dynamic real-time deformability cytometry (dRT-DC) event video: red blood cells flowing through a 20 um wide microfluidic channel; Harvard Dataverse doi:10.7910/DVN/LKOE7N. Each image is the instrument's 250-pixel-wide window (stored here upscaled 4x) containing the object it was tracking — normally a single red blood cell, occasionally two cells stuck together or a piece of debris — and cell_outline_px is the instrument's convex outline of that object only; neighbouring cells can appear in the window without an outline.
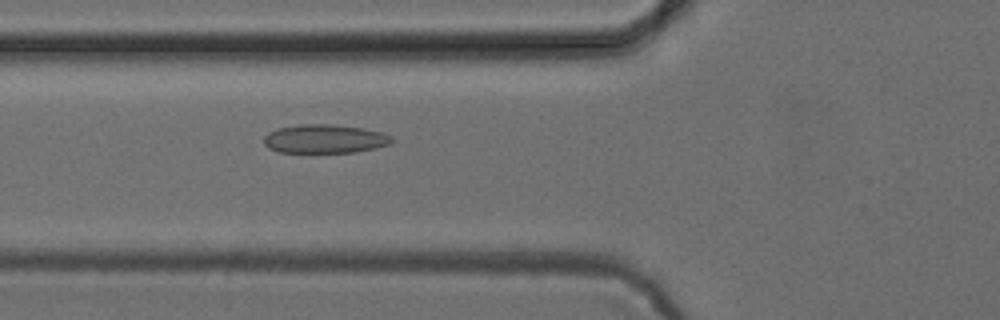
{"species": "common noctule bat (a hibernating species)", "species_latin": "Nyctalus noctula", "temperature_condition": "cold", "stored_images_in_passage": 53, "camera_frame_rate_fps": 3000, "um_per_image_px": 0.085, "animal": {"sex": "female", "body_mass_g": 24.6, "forearm_length_mm": 56.2}, "frame": {"image": 1, "passage_image": 20, "time_ms": 6.333, "image_size_px": [1000, 320], "cell_outline_px": [[396, 140], [388, 144], [376, 148], [356, 152], [312, 156], [280, 152], [268, 148], [264, 144], [264, 136], [268, 132], [276, 128], [300, 124], [332, 124], [364, 128], [380, 132], [392, 136]], "centroid_in_image_um": [27.56, 11.85], "position_along_channel_um": 98.2, "area_um2": 22.66}}
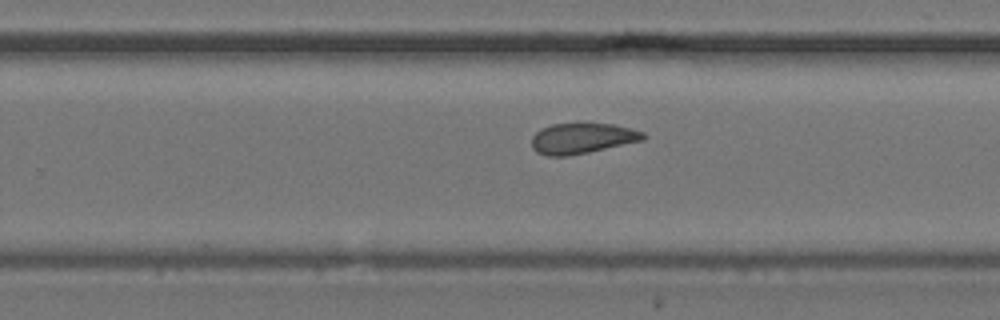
{"frame": {"image": 2, "passage_image": 34, "time_ms": 11.0, "image_size_px": [1000, 320], "cell_outline_px": [[648, 136], [644, 140], [588, 152], [568, 156], [548, 156], [536, 152], [532, 148], [532, 136], [540, 128], [552, 124], [612, 124], [632, 128], [644, 132]], "centroid_in_image_um": [49.49, 11.76], "position_along_channel_um": 280.3, "area_um2": 19.88}}
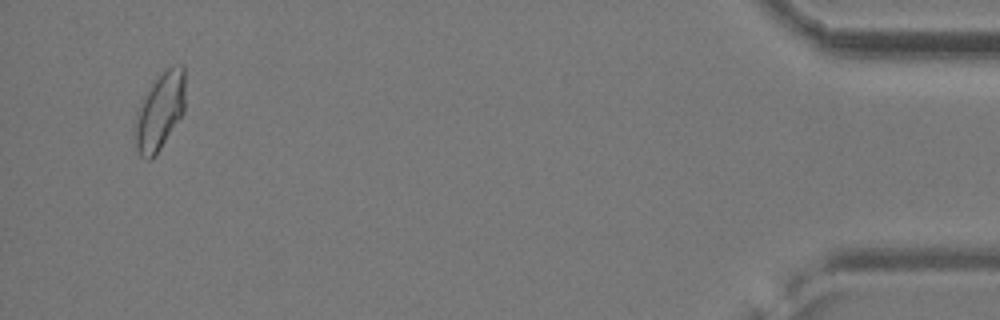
{"frame": {"image": 3, "passage_image": 51, "time_ms": 16.667, "image_size_px": [1000, 320], "cell_outline_px": [[184, 112], [156, 156], [152, 160], [144, 160], [140, 156], [136, 148], [132, 136], [132, 128], [136, 112], [140, 100], [164, 68], [180, 64], [184, 64]], "centroid_in_image_um": [13.53, 9.51], "position_along_channel_um": 421.7, "area_um2": 23.41}, "authors_computed_cell_mechanics": {"area_um2": 20.9814, "velocity_mm_per_s": 3.9005, "shape_relaxation_time_tau1_ms": null, "shape_relaxation_time_tau2_ms": 2.4704, "deformation_change_tau1": null, "deformation_change_tau2": 0.0771}}